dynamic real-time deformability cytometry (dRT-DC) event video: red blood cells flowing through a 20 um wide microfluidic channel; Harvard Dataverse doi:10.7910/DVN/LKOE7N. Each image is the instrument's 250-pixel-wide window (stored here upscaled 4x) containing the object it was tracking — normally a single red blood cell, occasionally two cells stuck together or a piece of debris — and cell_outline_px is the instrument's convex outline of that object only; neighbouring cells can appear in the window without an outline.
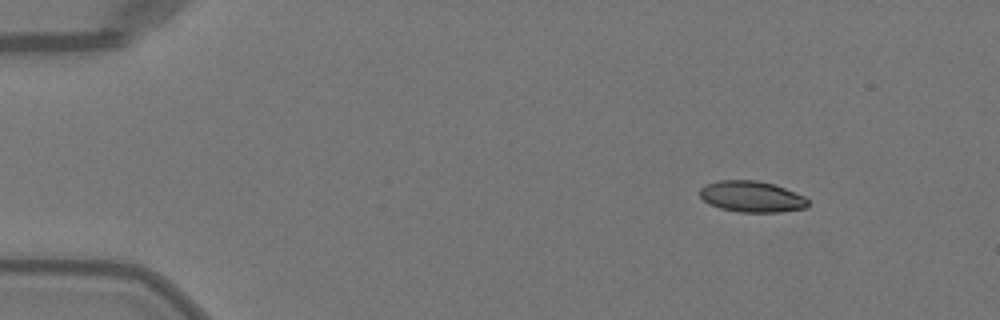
{"species": "Egyptian fruit bat (a non-hibernating species)", "species_latin": "Rousettus aegyptiacus", "temperature_condition": "warm", "stored_images_in_passage": 46, "camera_frame_rate_fps": 3000, "um_per_image_px": 0.085, "animal": {"sex": "female"}, "frame": {"image": 1, "passage_image": 1, "time_ms": 0.0, "image_size_px": [1000, 320], "cell_outline_px": [[808, 208], [780, 212], [740, 212], [720, 208], [708, 204], [700, 196], [700, 188], [704, 184], [720, 180], [756, 180], [772, 184], [784, 188], [804, 196], [808, 200]], "centroid_in_image_um": [63.88, 16.71], "position_along_channel_um": 21.1, "area_um2": 19.65}}
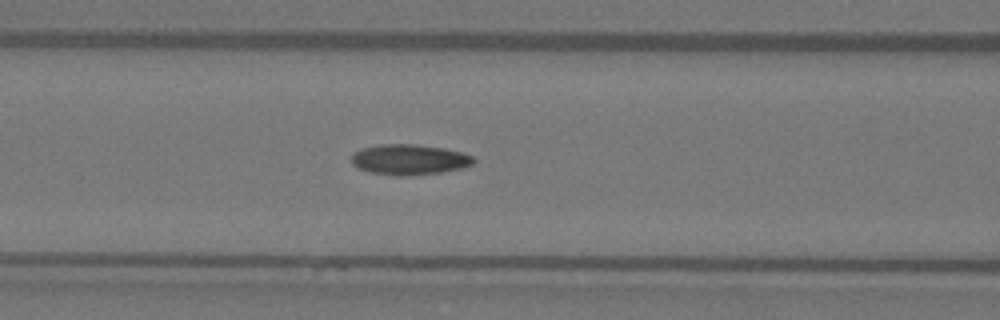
{"frame": {"image": 2, "passage_image": 16, "time_ms": 5.0, "image_size_px": [1000, 320], "cell_outline_px": [[476, 164], [460, 168], [440, 172], [412, 176], [396, 176], [368, 172], [356, 168], [352, 164], [352, 152], [360, 148], [380, 144], [416, 144], [444, 148], [464, 152], [472, 156], [476, 160]], "centroid_in_image_um": [34.77, 13.56], "position_along_channel_um": 131.8, "area_um2": 22.14}}
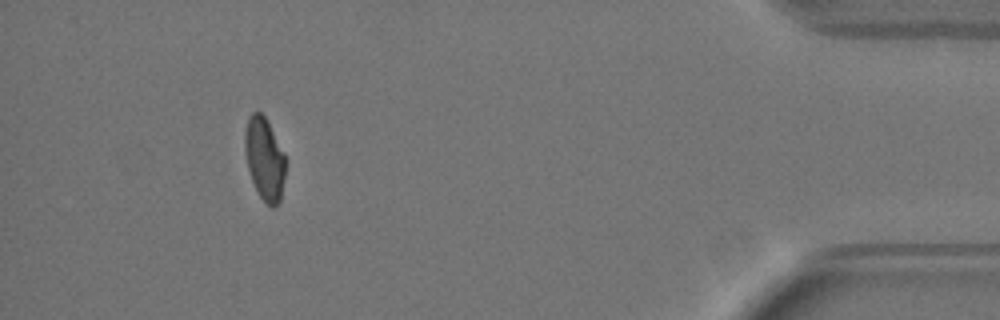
{"frame": {"image": 3, "passage_image": 41, "time_ms": 13.333, "image_size_px": [1000, 320], "cell_outline_px": [[284, 176], [280, 200], [276, 208], [272, 208], [260, 196], [252, 180], [248, 168], [244, 152], [244, 132], [248, 116], [252, 112], [260, 112], [264, 116], [284, 152]], "centroid_in_image_um": [22.45, 13.48], "position_along_channel_um": 412.7, "area_um2": 19.36}}